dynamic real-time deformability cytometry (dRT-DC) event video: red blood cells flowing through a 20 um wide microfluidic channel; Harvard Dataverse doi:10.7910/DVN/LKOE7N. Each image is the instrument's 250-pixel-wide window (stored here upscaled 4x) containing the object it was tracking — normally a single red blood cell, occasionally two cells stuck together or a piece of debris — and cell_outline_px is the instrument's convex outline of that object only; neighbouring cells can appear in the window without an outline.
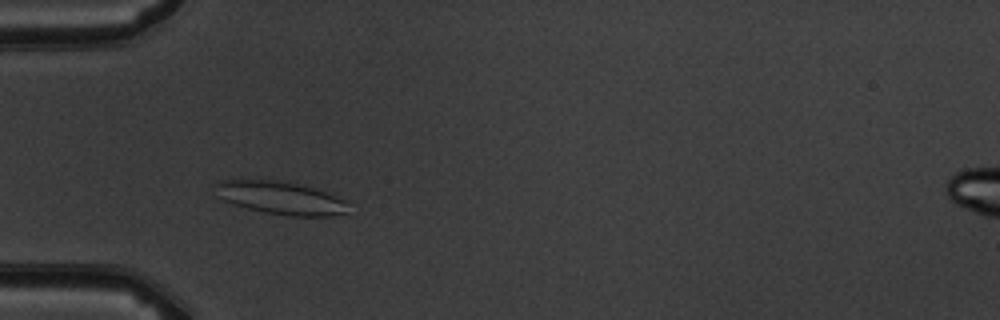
{"species": "common noctule bat (a hibernating species)", "species_latin": "Nyctalus noctula", "temperature_condition": "warm", "stored_images_in_passage": 3, "camera_frame_rate_fps": 3000, "um_per_image_px": 0.085, "animal": {"sex": "male", "body_mass_g": 19.5, "forearm_length_mm": 54.6}, "frame": {"image": 1, "passage_image": 3, "time_ms": 2.333, "image_size_px": [1000, 320], "cell_outline_px": [[348, 200], [344, 212], [328, 216], [288, 216], [264, 212], [248, 208], [224, 200], [216, 196], [212, 184], [220, 180], [272, 180], [296, 184], [312, 188]], "centroid_in_image_um": [23.77, 16.82], "position_along_channel_um": 61.2, "area_um2": 25.14}}